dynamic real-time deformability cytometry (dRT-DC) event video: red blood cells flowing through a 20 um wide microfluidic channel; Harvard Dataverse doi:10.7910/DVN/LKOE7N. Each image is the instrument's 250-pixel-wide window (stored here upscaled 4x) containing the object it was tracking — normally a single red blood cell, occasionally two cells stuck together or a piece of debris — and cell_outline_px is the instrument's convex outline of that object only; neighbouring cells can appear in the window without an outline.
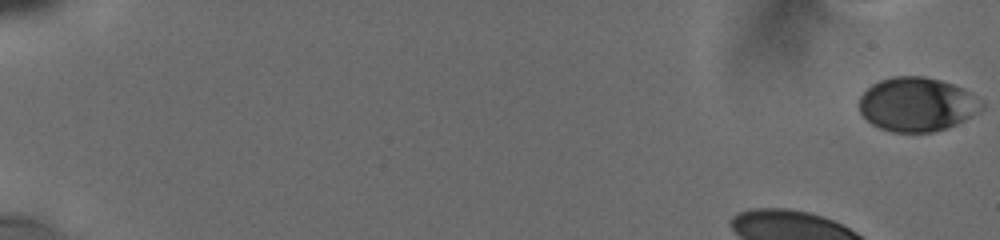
{"species": "human", "species_latin": "Homo sapiens", "temperature_condition": "cold", "stored_images_in_passage": 36, "camera_frame_rate_fps": 3000, "um_per_image_px": 0.085, "donor": {"sex": "male"}, "frame": {"image": 1, "passage_image": 1, "time_ms": 0.0, "image_size_px": [1000, 240], "cell_outline_px": [[984, 108], [964, 120], [956, 124], [932, 132], [892, 132], [880, 128], [872, 124], [860, 112], [860, 96], [872, 84], [880, 80], [892, 76], [924, 76], [940, 80], [964, 88], [972, 92], [984, 100]], "centroid_in_image_um": [77.98, 8.86], "position_along_channel_um": 7.0, "area_um2": 38.67}}
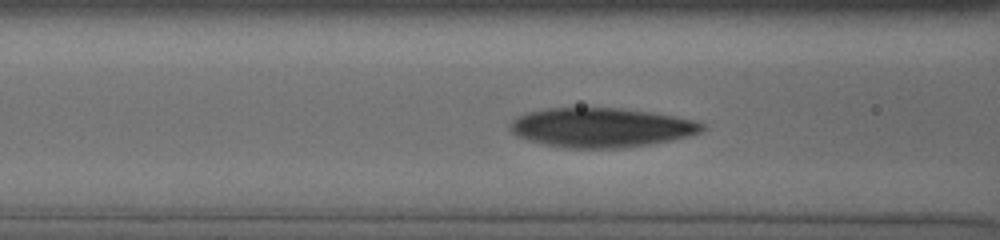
{"frame": {"image": 2, "passage_image": 35, "time_ms": 7.0, "image_size_px": [1000, 240], "cell_outline_px": [[708, 128], [704, 132], [672, 140], [652, 144], [624, 148], [568, 148], [544, 144], [528, 140], [516, 136], [508, 128], [512, 120], [528, 112], [548, 108], [620, 108], [648, 112], [696, 120], [704, 124]], "centroid_in_image_um": [51.14, 10.85], "position_along_channel_um": 115.5, "area_um2": 44.22}}